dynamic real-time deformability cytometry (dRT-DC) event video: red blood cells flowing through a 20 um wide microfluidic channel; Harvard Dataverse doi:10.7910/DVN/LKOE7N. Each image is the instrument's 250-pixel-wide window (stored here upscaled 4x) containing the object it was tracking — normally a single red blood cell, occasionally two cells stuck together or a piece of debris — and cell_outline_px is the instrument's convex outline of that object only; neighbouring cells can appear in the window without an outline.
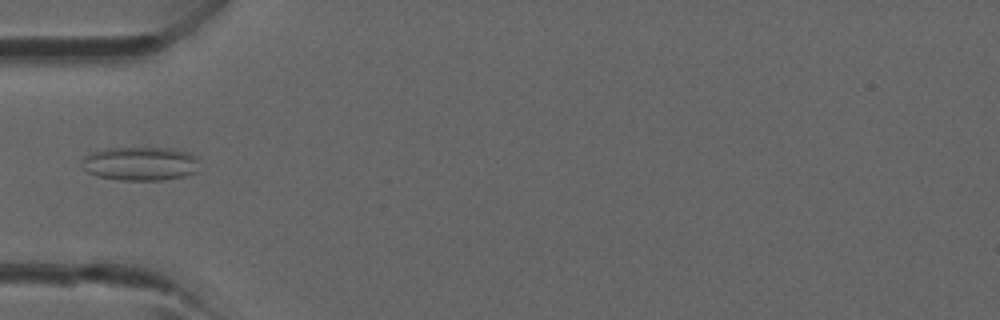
{"species": "common noctule bat (a hibernating species)", "species_latin": "Nyctalus noctula", "temperature_condition": "room temperature", "stored_images_in_passage": 4, "camera_frame_rate_fps": 3000, "um_per_image_px": 0.085, "animal": {"sex": "male", "forearm_length_mm": 52.5}, "frame": {"image": 1, "passage_image": 4, "time_ms": 3.333, "image_size_px": [1000, 320], "cell_outline_px": [[200, 156], [196, 172], [184, 176], [160, 180], [120, 180], [96, 176], [88, 172], [84, 168], [84, 156], [92, 152], [104, 148], [172, 148], [188, 152]], "centroid_in_image_um": [11.97, 13.9], "position_along_channel_um": 73.0, "area_um2": 23.24}}